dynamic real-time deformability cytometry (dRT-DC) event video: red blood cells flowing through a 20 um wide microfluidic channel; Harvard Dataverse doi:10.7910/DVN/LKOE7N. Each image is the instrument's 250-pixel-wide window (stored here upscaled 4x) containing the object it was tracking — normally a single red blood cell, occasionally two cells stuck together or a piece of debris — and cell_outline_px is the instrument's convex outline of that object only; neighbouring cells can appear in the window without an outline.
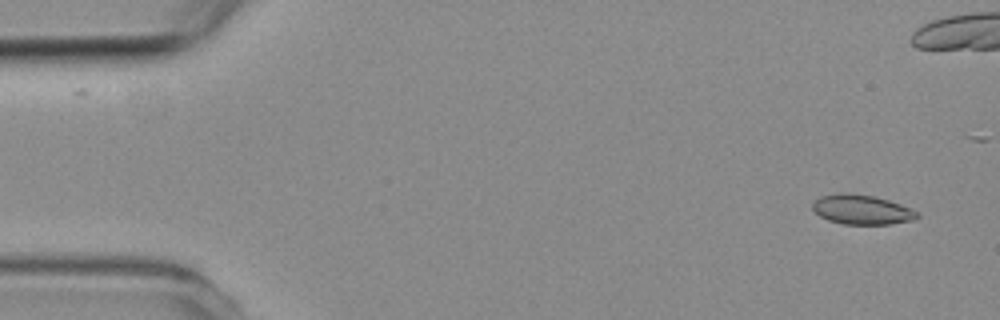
{"species": "common noctule bat (a hibernating species)", "species_latin": "Nyctalus noctula", "temperature_condition": "room temperature", "stored_images_in_passage": 7, "camera_frame_rate_fps": 3000, "um_per_image_px": 0.085, "animal": {"sex": "female", "body_mass_g": 19.3, "forearm_length_mm": 54.1}, "frame": {"image": 1, "passage_image": 1, "time_ms": 0.0, "image_size_px": [1000, 320], "cell_outline_px": [[920, 216], [912, 220], [892, 224], [844, 224], [828, 220], [820, 216], [812, 208], [812, 200], [820, 196], [844, 192], [872, 196], [888, 200], [900, 204], [920, 212]], "centroid_in_image_um": [73.24, 17.81], "position_along_channel_um": 11.8, "area_um2": 18.09}}
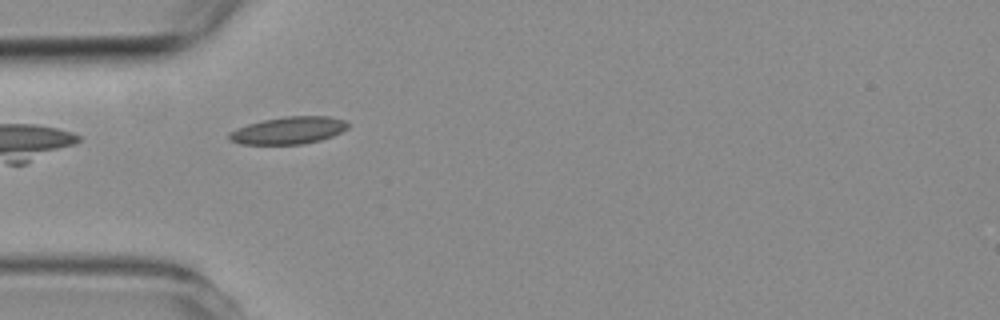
{"frame": {"image": 2, "passage_image": 6, "time_ms": 6.333, "image_size_px": [1000, 320], "cell_outline_px": [[348, 128], [332, 136], [320, 140], [304, 144], [240, 144], [228, 140], [228, 132], [248, 124], [264, 120], [284, 116], [328, 116], [344, 120], [348, 124]], "centroid_in_image_um": [24.5, 11.09], "position_along_channel_um": 60.5, "area_um2": 18.84}}
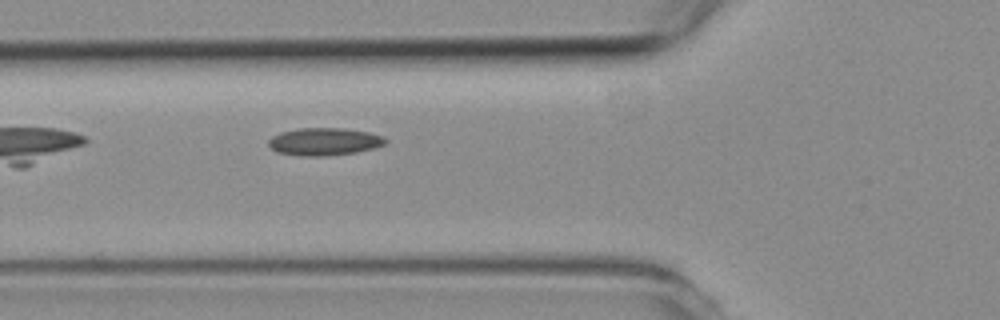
{"frame": {"image": 3, "passage_image": 7, "time_ms": 7.333, "image_size_px": [1000, 320], "cell_outline_px": [[388, 140], [384, 144], [372, 148], [356, 152], [324, 156], [300, 156], [276, 152], [268, 144], [268, 140], [272, 136], [280, 132], [300, 128], [344, 128], [368, 132], [384, 136]], "centroid_in_image_um": [27.54, 12.03], "position_along_channel_um": 98.3, "area_um2": 18.79}}